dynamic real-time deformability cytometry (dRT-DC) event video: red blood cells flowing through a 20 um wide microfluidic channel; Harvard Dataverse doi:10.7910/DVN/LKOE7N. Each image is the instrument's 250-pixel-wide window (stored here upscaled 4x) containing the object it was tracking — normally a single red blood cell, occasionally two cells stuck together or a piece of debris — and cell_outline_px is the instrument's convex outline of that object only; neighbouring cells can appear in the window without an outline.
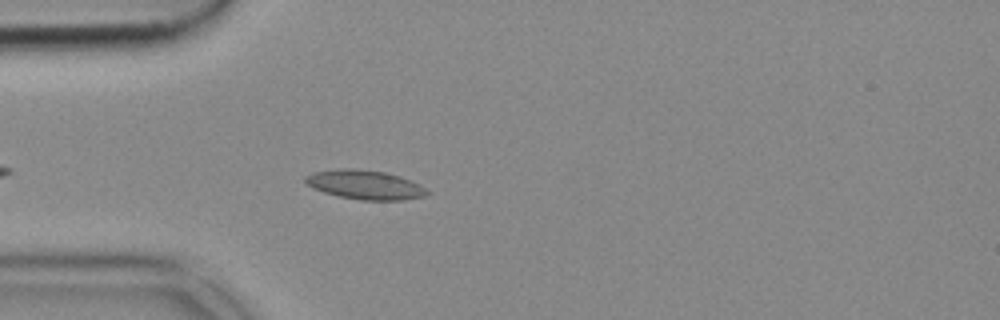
{"species": "common noctule bat (a hibernating species)", "species_latin": "Nyctalus noctula", "temperature_condition": "cold", "stored_images_in_passage": 42, "camera_frame_rate_fps": 3000, "um_per_image_px": 0.085, "animal": {"sex": "female", "body_mass_g": 18.4}, "frame": {"image": 1, "passage_image": 6, "time_ms": 1.667, "image_size_px": [1000, 320], "cell_outline_px": [[432, 192], [424, 196], [404, 200], [360, 200], [340, 196], [324, 192], [312, 188], [304, 180], [304, 176], [312, 172], [344, 168], [356, 168], [384, 172], [400, 176], [420, 184]], "centroid_in_image_um": [31.04, 15.7], "position_along_channel_um": 54.0, "area_um2": 20.81}}
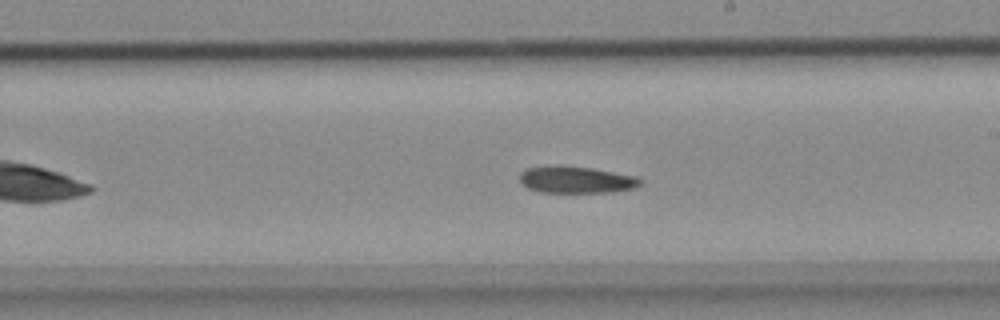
{"frame": {"image": 2, "passage_image": 18, "time_ms": 5.667, "image_size_px": [1000, 320], "cell_outline_px": [[644, 180], [640, 184], [632, 188], [612, 192], [540, 192], [528, 188], [520, 184], [520, 172], [528, 168], [548, 164], [560, 164], [592, 168], [636, 176]], "centroid_in_image_um": [48.92, 15.25], "position_along_channel_um": 240.1, "area_um2": 19.19}}
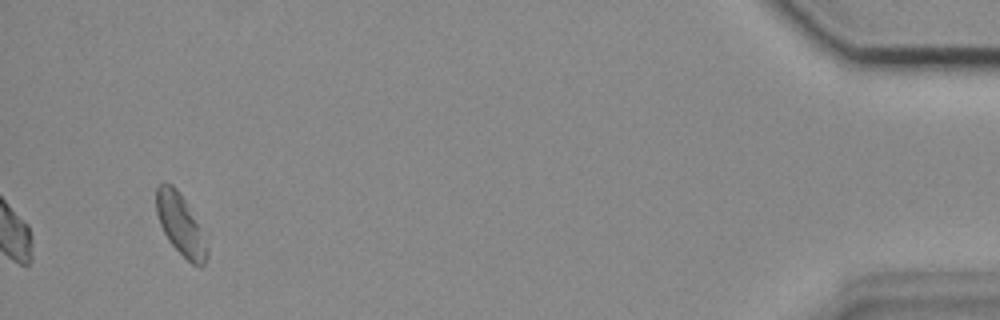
{"frame": {"image": 3, "passage_image": 42, "time_ms": 13.667, "image_size_px": [1000, 320], "cell_outline_px": [[208, 256], [204, 264], [200, 268], [192, 264], [168, 240], [160, 224], [156, 212], [156, 188], [164, 180], [172, 184], [176, 188], [188, 204], [208, 248]], "centroid_in_image_um": [15.32, 19.07], "position_along_channel_um": 419.9, "area_um2": 17.8}}